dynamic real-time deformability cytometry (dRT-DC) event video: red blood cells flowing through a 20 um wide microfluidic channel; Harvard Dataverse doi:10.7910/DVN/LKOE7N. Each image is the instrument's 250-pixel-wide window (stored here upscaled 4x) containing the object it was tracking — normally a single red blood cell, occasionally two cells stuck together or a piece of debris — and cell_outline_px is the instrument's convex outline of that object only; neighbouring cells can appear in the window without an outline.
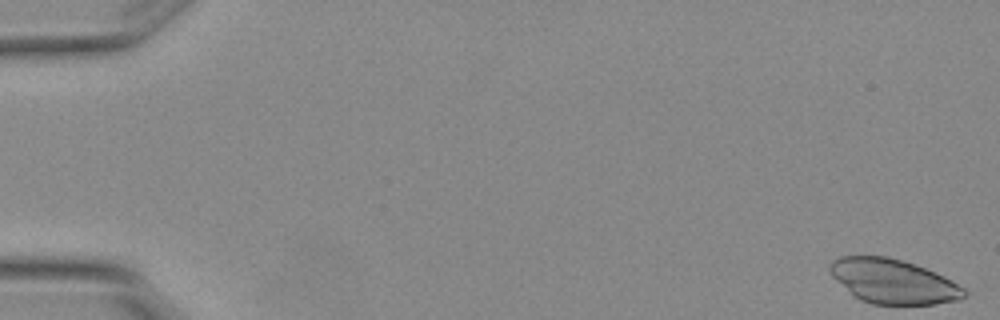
{"species": "Egyptian fruit bat (a non-hibernating species)", "species_latin": "Rousettus aegyptiacus", "temperature_condition": "warm", "stored_images_in_passage": 4, "camera_frame_rate_fps": 3000, "um_per_image_px": 0.085, "animal": {"sex": "female"}, "frame": {"image": 1, "passage_image": 1, "time_ms": 0.0, "image_size_px": [1000, 320], "cell_outline_px": [[968, 292], [960, 300], [936, 304], [872, 304], [860, 300], [836, 280], [832, 276], [828, 268], [832, 260], [840, 256], [888, 256], [924, 268], [944, 276], [952, 280], [964, 288]], "centroid_in_image_um": [75.92, 23.92], "position_along_channel_um": 9.1, "area_um2": 34.56}}